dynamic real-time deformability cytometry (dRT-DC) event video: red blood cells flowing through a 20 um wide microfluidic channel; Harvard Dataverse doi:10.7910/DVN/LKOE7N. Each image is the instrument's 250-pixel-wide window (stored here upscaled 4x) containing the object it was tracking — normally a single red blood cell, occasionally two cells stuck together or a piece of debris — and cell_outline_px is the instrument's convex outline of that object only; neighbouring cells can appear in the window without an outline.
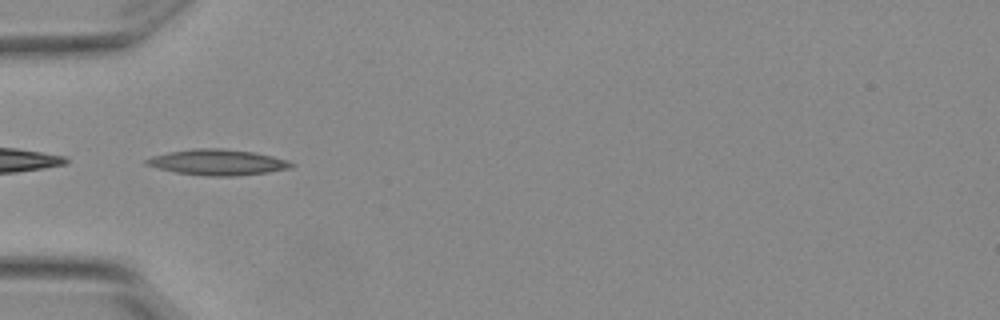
{"species": "Egyptian fruit bat (a non-hibernating species)", "species_latin": "Rousettus aegyptiacus", "temperature_condition": "warm", "stored_images_in_passage": 7, "camera_frame_rate_fps": 3000, "um_per_image_px": 0.085, "animal": {"sex": "female"}, "frame": {"image": 1, "passage_image": 5, "time_ms": 1.333, "image_size_px": [1000, 320], "cell_outline_px": [[296, 164], [292, 168], [268, 172], [232, 176], [212, 176], [176, 172], [144, 164], [144, 160], [152, 156], [168, 152], [192, 148], [224, 148], [252, 152], [272, 156], [288, 160]], "centroid_in_image_um": [18.52, 13.78], "position_along_channel_um": 66.5, "area_um2": 21.68}}
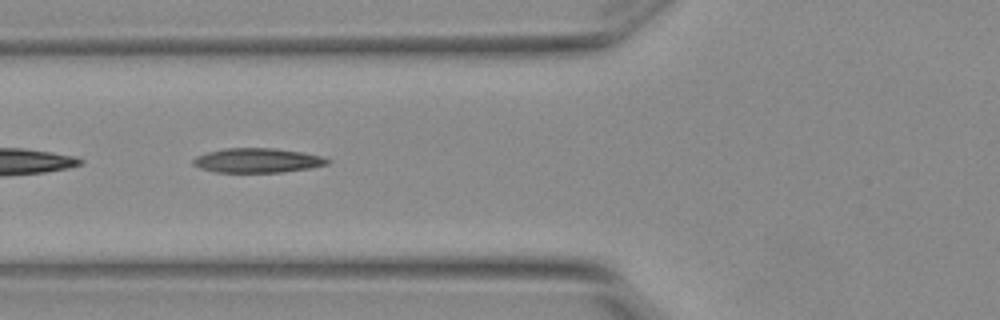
{"frame": {"image": 2, "passage_image": 6, "time_ms": 1.667, "image_size_px": [1000, 320], "cell_outline_px": [[332, 160], [328, 164], [308, 168], [280, 172], [216, 172], [200, 168], [192, 164], [192, 160], [196, 156], [208, 152], [224, 148], [272, 148], [300, 152], [320, 156]], "centroid_in_image_um": [21.84, 13.63], "position_along_channel_um": 104.0, "area_um2": 18.96}}
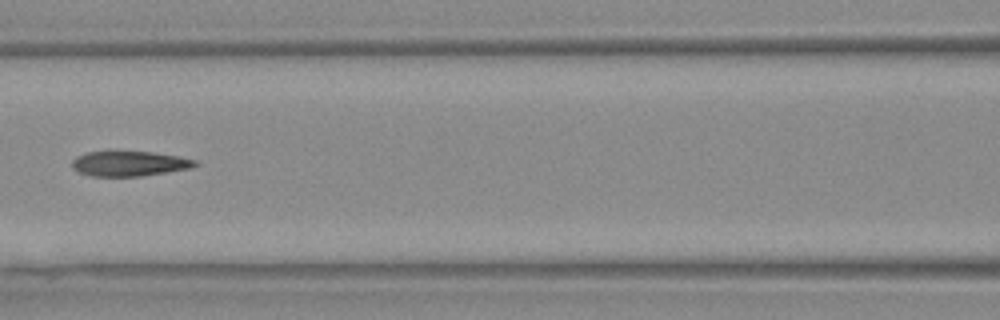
{"frame": {"image": 3, "passage_image": 7, "time_ms": 2.0, "image_size_px": [1000, 320], "cell_outline_px": [[196, 164], [192, 168], [140, 176], [92, 176], [80, 172], [72, 168], [72, 160], [76, 156], [88, 152], [152, 152], [176, 156], [196, 160]], "centroid_in_image_um": [10.97, 13.91], "position_along_channel_um": 155.6, "area_um2": 17.63}}